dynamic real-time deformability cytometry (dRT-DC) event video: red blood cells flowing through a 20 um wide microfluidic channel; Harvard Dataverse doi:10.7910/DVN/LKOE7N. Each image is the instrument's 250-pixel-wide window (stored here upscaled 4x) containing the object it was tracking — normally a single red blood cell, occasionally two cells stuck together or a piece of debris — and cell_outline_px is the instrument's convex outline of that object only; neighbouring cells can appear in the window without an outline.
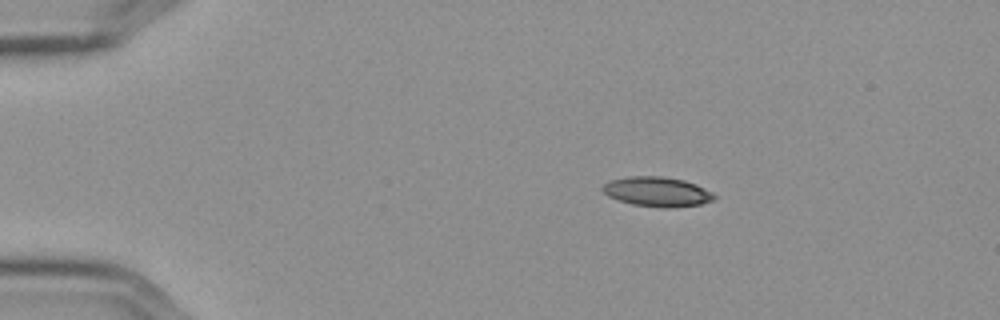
{"species": "Egyptian fruit bat (a non-hibernating species)", "species_latin": "Rousettus aegyptiacus", "temperature_condition": "cold", "stored_images_in_passage": 3, "camera_frame_rate_fps": 3000, "um_per_image_px": 0.085, "frame": {"image": 1, "passage_image": 1, "time_ms": 0.0, "image_size_px": [1000, 320], "cell_outline_px": [[716, 200], [700, 204], [668, 208], [664, 208], [632, 204], [608, 196], [600, 188], [604, 184], [612, 180], [628, 176], [664, 176], [684, 180], [696, 184], [712, 192], [716, 196]], "centroid_in_image_um": [55.88, 16.29], "position_along_channel_um": 29.1, "area_um2": 19.31}}